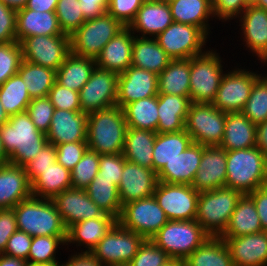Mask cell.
<instances>
[{"label": "cell", "instance_id": "1", "mask_svg": "<svg viewBox=\"0 0 267 266\" xmlns=\"http://www.w3.org/2000/svg\"><path fill=\"white\" fill-rule=\"evenodd\" d=\"M0 136L9 163L22 167L48 143L46 134L36 128L27 111L9 116L0 127Z\"/></svg>", "mask_w": 267, "mask_h": 266}, {"label": "cell", "instance_id": "2", "mask_svg": "<svg viewBox=\"0 0 267 266\" xmlns=\"http://www.w3.org/2000/svg\"><path fill=\"white\" fill-rule=\"evenodd\" d=\"M127 129L124 111L117 105L89 113L88 149L100 155L123 153Z\"/></svg>", "mask_w": 267, "mask_h": 266}, {"label": "cell", "instance_id": "3", "mask_svg": "<svg viewBox=\"0 0 267 266\" xmlns=\"http://www.w3.org/2000/svg\"><path fill=\"white\" fill-rule=\"evenodd\" d=\"M226 187L248 194L267 185V159L257 146L226 151Z\"/></svg>", "mask_w": 267, "mask_h": 266}, {"label": "cell", "instance_id": "4", "mask_svg": "<svg viewBox=\"0 0 267 266\" xmlns=\"http://www.w3.org/2000/svg\"><path fill=\"white\" fill-rule=\"evenodd\" d=\"M17 229L32 237L67 236V229L51 199L31 196L13 208Z\"/></svg>", "mask_w": 267, "mask_h": 266}, {"label": "cell", "instance_id": "5", "mask_svg": "<svg viewBox=\"0 0 267 266\" xmlns=\"http://www.w3.org/2000/svg\"><path fill=\"white\" fill-rule=\"evenodd\" d=\"M242 193L229 187L201 192L195 220L211 237H221Z\"/></svg>", "mask_w": 267, "mask_h": 266}, {"label": "cell", "instance_id": "6", "mask_svg": "<svg viewBox=\"0 0 267 266\" xmlns=\"http://www.w3.org/2000/svg\"><path fill=\"white\" fill-rule=\"evenodd\" d=\"M209 237L196 220H169L150 240L171 259L183 261Z\"/></svg>", "mask_w": 267, "mask_h": 266}, {"label": "cell", "instance_id": "7", "mask_svg": "<svg viewBox=\"0 0 267 266\" xmlns=\"http://www.w3.org/2000/svg\"><path fill=\"white\" fill-rule=\"evenodd\" d=\"M201 55L190 58L191 103H212L225 73L223 58L209 47Z\"/></svg>", "mask_w": 267, "mask_h": 266}, {"label": "cell", "instance_id": "8", "mask_svg": "<svg viewBox=\"0 0 267 266\" xmlns=\"http://www.w3.org/2000/svg\"><path fill=\"white\" fill-rule=\"evenodd\" d=\"M125 26L112 15L86 20L70 37V51L76 55L96 59L104 46Z\"/></svg>", "mask_w": 267, "mask_h": 266}, {"label": "cell", "instance_id": "9", "mask_svg": "<svg viewBox=\"0 0 267 266\" xmlns=\"http://www.w3.org/2000/svg\"><path fill=\"white\" fill-rule=\"evenodd\" d=\"M226 123V113L212 103H191L185 121V130L194 143L220 146Z\"/></svg>", "mask_w": 267, "mask_h": 266}, {"label": "cell", "instance_id": "10", "mask_svg": "<svg viewBox=\"0 0 267 266\" xmlns=\"http://www.w3.org/2000/svg\"><path fill=\"white\" fill-rule=\"evenodd\" d=\"M146 239L118 222L90 251L102 266L127 265Z\"/></svg>", "mask_w": 267, "mask_h": 266}, {"label": "cell", "instance_id": "11", "mask_svg": "<svg viewBox=\"0 0 267 266\" xmlns=\"http://www.w3.org/2000/svg\"><path fill=\"white\" fill-rule=\"evenodd\" d=\"M209 37L197 26L173 22L155 38L171 59H190L208 50Z\"/></svg>", "mask_w": 267, "mask_h": 266}, {"label": "cell", "instance_id": "12", "mask_svg": "<svg viewBox=\"0 0 267 266\" xmlns=\"http://www.w3.org/2000/svg\"><path fill=\"white\" fill-rule=\"evenodd\" d=\"M226 70L212 104L224 113L242 112L261 71L238 67Z\"/></svg>", "mask_w": 267, "mask_h": 266}, {"label": "cell", "instance_id": "13", "mask_svg": "<svg viewBox=\"0 0 267 266\" xmlns=\"http://www.w3.org/2000/svg\"><path fill=\"white\" fill-rule=\"evenodd\" d=\"M168 221L154 196L126 203L117 220L123 228L145 239H151Z\"/></svg>", "mask_w": 267, "mask_h": 266}, {"label": "cell", "instance_id": "14", "mask_svg": "<svg viewBox=\"0 0 267 266\" xmlns=\"http://www.w3.org/2000/svg\"><path fill=\"white\" fill-rule=\"evenodd\" d=\"M199 194L191 185L158 181L153 196L168 220H195Z\"/></svg>", "mask_w": 267, "mask_h": 266}, {"label": "cell", "instance_id": "15", "mask_svg": "<svg viewBox=\"0 0 267 266\" xmlns=\"http://www.w3.org/2000/svg\"><path fill=\"white\" fill-rule=\"evenodd\" d=\"M20 44L23 60L55 71L71 52L69 35H36L24 38Z\"/></svg>", "mask_w": 267, "mask_h": 266}, {"label": "cell", "instance_id": "16", "mask_svg": "<svg viewBox=\"0 0 267 266\" xmlns=\"http://www.w3.org/2000/svg\"><path fill=\"white\" fill-rule=\"evenodd\" d=\"M119 74L95 67L79 91L81 112L87 114L117 105Z\"/></svg>", "mask_w": 267, "mask_h": 266}, {"label": "cell", "instance_id": "17", "mask_svg": "<svg viewBox=\"0 0 267 266\" xmlns=\"http://www.w3.org/2000/svg\"><path fill=\"white\" fill-rule=\"evenodd\" d=\"M66 229L73 224L97 217H113L106 214L88 196L86 190L70 188L52 199Z\"/></svg>", "mask_w": 267, "mask_h": 266}, {"label": "cell", "instance_id": "18", "mask_svg": "<svg viewBox=\"0 0 267 266\" xmlns=\"http://www.w3.org/2000/svg\"><path fill=\"white\" fill-rule=\"evenodd\" d=\"M158 95V75L135 66H130L118 76L117 106L124 108L139 99Z\"/></svg>", "mask_w": 267, "mask_h": 266}, {"label": "cell", "instance_id": "19", "mask_svg": "<svg viewBox=\"0 0 267 266\" xmlns=\"http://www.w3.org/2000/svg\"><path fill=\"white\" fill-rule=\"evenodd\" d=\"M157 183V173L153 169L125 161L118 186L121 205L153 196Z\"/></svg>", "mask_w": 267, "mask_h": 266}, {"label": "cell", "instance_id": "20", "mask_svg": "<svg viewBox=\"0 0 267 266\" xmlns=\"http://www.w3.org/2000/svg\"><path fill=\"white\" fill-rule=\"evenodd\" d=\"M235 22H239L242 44L261 61L267 55V11L257 6L247 7Z\"/></svg>", "mask_w": 267, "mask_h": 266}, {"label": "cell", "instance_id": "21", "mask_svg": "<svg viewBox=\"0 0 267 266\" xmlns=\"http://www.w3.org/2000/svg\"><path fill=\"white\" fill-rule=\"evenodd\" d=\"M226 151L220 146H204L192 187L199 193L226 186Z\"/></svg>", "mask_w": 267, "mask_h": 266}, {"label": "cell", "instance_id": "22", "mask_svg": "<svg viewBox=\"0 0 267 266\" xmlns=\"http://www.w3.org/2000/svg\"><path fill=\"white\" fill-rule=\"evenodd\" d=\"M88 114L81 111L55 109L46 134L54 146L68 142H86Z\"/></svg>", "mask_w": 267, "mask_h": 266}, {"label": "cell", "instance_id": "23", "mask_svg": "<svg viewBox=\"0 0 267 266\" xmlns=\"http://www.w3.org/2000/svg\"><path fill=\"white\" fill-rule=\"evenodd\" d=\"M172 23L173 19L168 3L146 0L128 28L135 36L155 38Z\"/></svg>", "mask_w": 267, "mask_h": 266}, {"label": "cell", "instance_id": "24", "mask_svg": "<svg viewBox=\"0 0 267 266\" xmlns=\"http://www.w3.org/2000/svg\"><path fill=\"white\" fill-rule=\"evenodd\" d=\"M222 239L234 266H267V232Z\"/></svg>", "mask_w": 267, "mask_h": 266}, {"label": "cell", "instance_id": "25", "mask_svg": "<svg viewBox=\"0 0 267 266\" xmlns=\"http://www.w3.org/2000/svg\"><path fill=\"white\" fill-rule=\"evenodd\" d=\"M203 150V145L193 142L176 158L163 166L157 173L158 181L192 185L199 169Z\"/></svg>", "mask_w": 267, "mask_h": 266}, {"label": "cell", "instance_id": "26", "mask_svg": "<svg viewBox=\"0 0 267 266\" xmlns=\"http://www.w3.org/2000/svg\"><path fill=\"white\" fill-rule=\"evenodd\" d=\"M32 196L31 183L22 166L0 165V209L14 208Z\"/></svg>", "mask_w": 267, "mask_h": 266}, {"label": "cell", "instance_id": "27", "mask_svg": "<svg viewBox=\"0 0 267 266\" xmlns=\"http://www.w3.org/2000/svg\"><path fill=\"white\" fill-rule=\"evenodd\" d=\"M134 34L125 27L114 36L95 59L96 67L117 74L125 72L132 64V45Z\"/></svg>", "mask_w": 267, "mask_h": 266}, {"label": "cell", "instance_id": "28", "mask_svg": "<svg viewBox=\"0 0 267 266\" xmlns=\"http://www.w3.org/2000/svg\"><path fill=\"white\" fill-rule=\"evenodd\" d=\"M116 223L115 217H97L73 224L67 229V249L72 245L82 246L85 249L81 248L80 253H90Z\"/></svg>", "mask_w": 267, "mask_h": 266}, {"label": "cell", "instance_id": "29", "mask_svg": "<svg viewBox=\"0 0 267 266\" xmlns=\"http://www.w3.org/2000/svg\"><path fill=\"white\" fill-rule=\"evenodd\" d=\"M67 35L59 26L55 12H37L21 8L16 12V38L21 42L26 37Z\"/></svg>", "mask_w": 267, "mask_h": 266}, {"label": "cell", "instance_id": "30", "mask_svg": "<svg viewBox=\"0 0 267 266\" xmlns=\"http://www.w3.org/2000/svg\"><path fill=\"white\" fill-rule=\"evenodd\" d=\"M157 133L185 130V121L191 104L190 97L158 93Z\"/></svg>", "mask_w": 267, "mask_h": 266}, {"label": "cell", "instance_id": "31", "mask_svg": "<svg viewBox=\"0 0 267 266\" xmlns=\"http://www.w3.org/2000/svg\"><path fill=\"white\" fill-rule=\"evenodd\" d=\"M257 126L242 112L226 113L222 143L225 151L253 148L256 146Z\"/></svg>", "mask_w": 267, "mask_h": 266}, {"label": "cell", "instance_id": "32", "mask_svg": "<svg viewBox=\"0 0 267 266\" xmlns=\"http://www.w3.org/2000/svg\"><path fill=\"white\" fill-rule=\"evenodd\" d=\"M173 22L197 26L208 36L213 21L212 0H174L168 3Z\"/></svg>", "mask_w": 267, "mask_h": 266}, {"label": "cell", "instance_id": "33", "mask_svg": "<svg viewBox=\"0 0 267 266\" xmlns=\"http://www.w3.org/2000/svg\"><path fill=\"white\" fill-rule=\"evenodd\" d=\"M255 204L248 194H242L221 238H234L262 232Z\"/></svg>", "mask_w": 267, "mask_h": 266}, {"label": "cell", "instance_id": "34", "mask_svg": "<svg viewBox=\"0 0 267 266\" xmlns=\"http://www.w3.org/2000/svg\"><path fill=\"white\" fill-rule=\"evenodd\" d=\"M132 66L159 75L171 58L160 47L156 38L134 36L132 45Z\"/></svg>", "mask_w": 267, "mask_h": 266}, {"label": "cell", "instance_id": "35", "mask_svg": "<svg viewBox=\"0 0 267 266\" xmlns=\"http://www.w3.org/2000/svg\"><path fill=\"white\" fill-rule=\"evenodd\" d=\"M157 132L128 128L123 155L126 161L153 169V148Z\"/></svg>", "mask_w": 267, "mask_h": 266}, {"label": "cell", "instance_id": "36", "mask_svg": "<svg viewBox=\"0 0 267 266\" xmlns=\"http://www.w3.org/2000/svg\"><path fill=\"white\" fill-rule=\"evenodd\" d=\"M95 67L94 59L70 52L56 71V82L63 87L79 92L89 80Z\"/></svg>", "mask_w": 267, "mask_h": 266}, {"label": "cell", "instance_id": "37", "mask_svg": "<svg viewBox=\"0 0 267 266\" xmlns=\"http://www.w3.org/2000/svg\"><path fill=\"white\" fill-rule=\"evenodd\" d=\"M72 188L71 172L55 161L31 183L32 196L53 199L64 190Z\"/></svg>", "mask_w": 267, "mask_h": 266}, {"label": "cell", "instance_id": "38", "mask_svg": "<svg viewBox=\"0 0 267 266\" xmlns=\"http://www.w3.org/2000/svg\"><path fill=\"white\" fill-rule=\"evenodd\" d=\"M190 59H171L158 75V93L190 97Z\"/></svg>", "mask_w": 267, "mask_h": 266}, {"label": "cell", "instance_id": "39", "mask_svg": "<svg viewBox=\"0 0 267 266\" xmlns=\"http://www.w3.org/2000/svg\"><path fill=\"white\" fill-rule=\"evenodd\" d=\"M193 140L186 130L157 133L153 148V170L158 173L166 163L186 150Z\"/></svg>", "mask_w": 267, "mask_h": 266}, {"label": "cell", "instance_id": "40", "mask_svg": "<svg viewBox=\"0 0 267 266\" xmlns=\"http://www.w3.org/2000/svg\"><path fill=\"white\" fill-rule=\"evenodd\" d=\"M184 266H234L228 247L221 237H209L185 260Z\"/></svg>", "mask_w": 267, "mask_h": 266}, {"label": "cell", "instance_id": "41", "mask_svg": "<svg viewBox=\"0 0 267 266\" xmlns=\"http://www.w3.org/2000/svg\"><path fill=\"white\" fill-rule=\"evenodd\" d=\"M128 128L157 132L158 101L157 96L139 99L123 108Z\"/></svg>", "mask_w": 267, "mask_h": 266}, {"label": "cell", "instance_id": "42", "mask_svg": "<svg viewBox=\"0 0 267 266\" xmlns=\"http://www.w3.org/2000/svg\"><path fill=\"white\" fill-rule=\"evenodd\" d=\"M17 73L25 82L31 99L48 96L56 82L55 70L25 60H22Z\"/></svg>", "mask_w": 267, "mask_h": 266}, {"label": "cell", "instance_id": "43", "mask_svg": "<svg viewBox=\"0 0 267 266\" xmlns=\"http://www.w3.org/2000/svg\"><path fill=\"white\" fill-rule=\"evenodd\" d=\"M89 198L106 214L117 220L122 211L118 186L112 180L97 175L85 189Z\"/></svg>", "mask_w": 267, "mask_h": 266}, {"label": "cell", "instance_id": "44", "mask_svg": "<svg viewBox=\"0 0 267 266\" xmlns=\"http://www.w3.org/2000/svg\"><path fill=\"white\" fill-rule=\"evenodd\" d=\"M0 101L9 116L27 111L31 97L25 82L18 73L0 85Z\"/></svg>", "mask_w": 267, "mask_h": 266}, {"label": "cell", "instance_id": "45", "mask_svg": "<svg viewBox=\"0 0 267 266\" xmlns=\"http://www.w3.org/2000/svg\"><path fill=\"white\" fill-rule=\"evenodd\" d=\"M67 236H37L33 237L28 263L51 264L59 262L56 253L66 245ZM61 246V247H60ZM59 248V249H58Z\"/></svg>", "mask_w": 267, "mask_h": 266}, {"label": "cell", "instance_id": "46", "mask_svg": "<svg viewBox=\"0 0 267 266\" xmlns=\"http://www.w3.org/2000/svg\"><path fill=\"white\" fill-rule=\"evenodd\" d=\"M242 113L256 126L267 120V73L255 81Z\"/></svg>", "mask_w": 267, "mask_h": 266}, {"label": "cell", "instance_id": "47", "mask_svg": "<svg viewBox=\"0 0 267 266\" xmlns=\"http://www.w3.org/2000/svg\"><path fill=\"white\" fill-rule=\"evenodd\" d=\"M100 154L87 149L71 172L72 188L85 190L98 175Z\"/></svg>", "mask_w": 267, "mask_h": 266}, {"label": "cell", "instance_id": "48", "mask_svg": "<svg viewBox=\"0 0 267 266\" xmlns=\"http://www.w3.org/2000/svg\"><path fill=\"white\" fill-rule=\"evenodd\" d=\"M55 14L61 30L69 36L86 21L79 0H58Z\"/></svg>", "mask_w": 267, "mask_h": 266}, {"label": "cell", "instance_id": "49", "mask_svg": "<svg viewBox=\"0 0 267 266\" xmlns=\"http://www.w3.org/2000/svg\"><path fill=\"white\" fill-rule=\"evenodd\" d=\"M22 60L19 42L0 43V85L17 74Z\"/></svg>", "mask_w": 267, "mask_h": 266}, {"label": "cell", "instance_id": "50", "mask_svg": "<svg viewBox=\"0 0 267 266\" xmlns=\"http://www.w3.org/2000/svg\"><path fill=\"white\" fill-rule=\"evenodd\" d=\"M55 107L48 96L31 99L27 112L36 128L47 134Z\"/></svg>", "mask_w": 267, "mask_h": 266}, {"label": "cell", "instance_id": "51", "mask_svg": "<svg viewBox=\"0 0 267 266\" xmlns=\"http://www.w3.org/2000/svg\"><path fill=\"white\" fill-rule=\"evenodd\" d=\"M170 259L160 247L146 239L127 266H162Z\"/></svg>", "mask_w": 267, "mask_h": 266}, {"label": "cell", "instance_id": "52", "mask_svg": "<svg viewBox=\"0 0 267 266\" xmlns=\"http://www.w3.org/2000/svg\"><path fill=\"white\" fill-rule=\"evenodd\" d=\"M56 161V147L52 143L44 145L42 150L34 158L23 166L29 182L32 183L43 170Z\"/></svg>", "mask_w": 267, "mask_h": 266}, {"label": "cell", "instance_id": "53", "mask_svg": "<svg viewBox=\"0 0 267 266\" xmlns=\"http://www.w3.org/2000/svg\"><path fill=\"white\" fill-rule=\"evenodd\" d=\"M48 97L55 109L81 111L79 92L63 87L57 82L52 86Z\"/></svg>", "mask_w": 267, "mask_h": 266}, {"label": "cell", "instance_id": "54", "mask_svg": "<svg viewBox=\"0 0 267 266\" xmlns=\"http://www.w3.org/2000/svg\"><path fill=\"white\" fill-rule=\"evenodd\" d=\"M146 0H110L106 12L128 27Z\"/></svg>", "mask_w": 267, "mask_h": 266}, {"label": "cell", "instance_id": "55", "mask_svg": "<svg viewBox=\"0 0 267 266\" xmlns=\"http://www.w3.org/2000/svg\"><path fill=\"white\" fill-rule=\"evenodd\" d=\"M56 161L71 171L88 149L87 142H68L56 145Z\"/></svg>", "mask_w": 267, "mask_h": 266}, {"label": "cell", "instance_id": "56", "mask_svg": "<svg viewBox=\"0 0 267 266\" xmlns=\"http://www.w3.org/2000/svg\"><path fill=\"white\" fill-rule=\"evenodd\" d=\"M125 161L123 153L101 154L98 175L112 180L115 185L119 186Z\"/></svg>", "mask_w": 267, "mask_h": 266}, {"label": "cell", "instance_id": "57", "mask_svg": "<svg viewBox=\"0 0 267 266\" xmlns=\"http://www.w3.org/2000/svg\"><path fill=\"white\" fill-rule=\"evenodd\" d=\"M244 0H212V11L216 19L221 22L237 20L246 9Z\"/></svg>", "mask_w": 267, "mask_h": 266}, {"label": "cell", "instance_id": "58", "mask_svg": "<svg viewBox=\"0 0 267 266\" xmlns=\"http://www.w3.org/2000/svg\"><path fill=\"white\" fill-rule=\"evenodd\" d=\"M32 240V236L17 229L9 238L3 254L27 261Z\"/></svg>", "mask_w": 267, "mask_h": 266}, {"label": "cell", "instance_id": "59", "mask_svg": "<svg viewBox=\"0 0 267 266\" xmlns=\"http://www.w3.org/2000/svg\"><path fill=\"white\" fill-rule=\"evenodd\" d=\"M16 12L0 1V43L16 42Z\"/></svg>", "mask_w": 267, "mask_h": 266}, {"label": "cell", "instance_id": "60", "mask_svg": "<svg viewBox=\"0 0 267 266\" xmlns=\"http://www.w3.org/2000/svg\"><path fill=\"white\" fill-rule=\"evenodd\" d=\"M16 230L17 222L13 208L0 209V254H3L9 238Z\"/></svg>", "mask_w": 267, "mask_h": 266}, {"label": "cell", "instance_id": "61", "mask_svg": "<svg viewBox=\"0 0 267 266\" xmlns=\"http://www.w3.org/2000/svg\"><path fill=\"white\" fill-rule=\"evenodd\" d=\"M248 195L255 204L262 230L267 232V185L259 187L255 191L248 193Z\"/></svg>", "mask_w": 267, "mask_h": 266}, {"label": "cell", "instance_id": "62", "mask_svg": "<svg viewBox=\"0 0 267 266\" xmlns=\"http://www.w3.org/2000/svg\"><path fill=\"white\" fill-rule=\"evenodd\" d=\"M80 9L85 20L102 16L108 7L110 0H79Z\"/></svg>", "mask_w": 267, "mask_h": 266}, {"label": "cell", "instance_id": "63", "mask_svg": "<svg viewBox=\"0 0 267 266\" xmlns=\"http://www.w3.org/2000/svg\"><path fill=\"white\" fill-rule=\"evenodd\" d=\"M60 266H102L90 253L75 252L68 256L67 262Z\"/></svg>", "mask_w": 267, "mask_h": 266}, {"label": "cell", "instance_id": "64", "mask_svg": "<svg viewBox=\"0 0 267 266\" xmlns=\"http://www.w3.org/2000/svg\"><path fill=\"white\" fill-rule=\"evenodd\" d=\"M58 0H27L26 9L39 12H55Z\"/></svg>", "mask_w": 267, "mask_h": 266}, {"label": "cell", "instance_id": "65", "mask_svg": "<svg viewBox=\"0 0 267 266\" xmlns=\"http://www.w3.org/2000/svg\"><path fill=\"white\" fill-rule=\"evenodd\" d=\"M256 146L267 159V120L257 125Z\"/></svg>", "mask_w": 267, "mask_h": 266}, {"label": "cell", "instance_id": "66", "mask_svg": "<svg viewBox=\"0 0 267 266\" xmlns=\"http://www.w3.org/2000/svg\"><path fill=\"white\" fill-rule=\"evenodd\" d=\"M27 264L25 260L0 254V266H27Z\"/></svg>", "mask_w": 267, "mask_h": 266}, {"label": "cell", "instance_id": "67", "mask_svg": "<svg viewBox=\"0 0 267 266\" xmlns=\"http://www.w3.org/2000/svg\"><path fill=\"white\" fill-rule=\"evenodd\" d=\"M1 2H3L5 5H7L8 7H11L15 10L24 8L27 0H0Z\"/></svg>", "mask_w": 267, "mask_h": 266}, {"label": "cell", "instance_id": "68", "mask_svg": "<svg viewBox=\"0 0 267 266\" xmlns=\"http://www.w3.org/2000/svg\"><path fill=\"white\" fill-rule=\"evenodd\" d=\"M9 163V157L6 154L0 136V165Z\"/></svg>", "mask_w": 267, "mask_h": 266}, {"label": "cell", "instance_id": "69", "mask_svg": "<svg viewBox=\"0 0 267 266\" xmlns=\"http://www.w3.org/2000/svg\"><path fill=\"white\" fill-rule=\"evenodd\" d=\"M8 120H9V115L5 112L0 101V127L6 122H8Z\"/></svg>", "mask_w": 267, "mask_h": 266}, {"label": "cell", "instance_id": "70", "mask_svg": "<svg viewBox=\"0 0 267 266\" xmlns=\"http://www.w3.org/2000/svg\"><path fill=\"white\" fill-rule=\"evenodd\" d=\"M162 266H184L183 261L179 259H170Z\"/></svg>", "mask_w": 267, "mask_h": 266}, {"label": "cell", "instance_id": "71", "mask_svg": "<svg viewBox=\"0 0 267 266\" xmlns=\"http://www.w3.org/2000/svg\"><path fill=\"white\" fill-rule=\"evenodd\" d=\"M61 262L51 263V264H39V263H28L27 266H60Z\"/></svg>", "mask_w": 267, "mask_h": 266}, {"label": "cell", "instance_id": "72", "mask_svg": "<svg viewBox=\"0 0 267 266\" xmlns=\"http://www.w3.org/2000/svg\"><path fill=\"white\" fill-rule=\"evenodd\" d=\"M260 0H244L246 7L257 6Z\"/></svg>", "mask_w": 267, "mask_h": 266}, {"label": "cell", "instance_id": "73", "mask_svg": "<svg viewBox=\"0 0 267 266\" xmlns=\"http://www.w3.org/2000/svg\"><path fill=\"white\" fill-rule=\"evenodd\" d=\"M257 7L263 8L267 11V0H260Z\"/></svg>", "mask_w": 267, "mask_h": 266}, {"label": "cell", "instance_id": "74", "mask_svg": "<svg viewBox=\"0 0 267 266\" xmlns=\"http://www.w3.org/2000/svg\"><path fill=\"white\" fill-rule=\"evenodd\" d=\"M260 62L267 67V55Z\"/></svg>", "mask_w": 267, "mask_h": 266}, {"label": "cell", "instance_id": "75", "mask_svg": "<svg viewBox=\"0 0 267 266\" xmlns=\"http://www.w3.org/2000/svg\"><path fill=\"white\" fill-rule=\"evenodd\" d=\"M159 1H163V2H166V3H170V2H172V1H174V0H159Z\"/></svg>", "mask_w": 267, "mask_h": 266}]
</instances>
